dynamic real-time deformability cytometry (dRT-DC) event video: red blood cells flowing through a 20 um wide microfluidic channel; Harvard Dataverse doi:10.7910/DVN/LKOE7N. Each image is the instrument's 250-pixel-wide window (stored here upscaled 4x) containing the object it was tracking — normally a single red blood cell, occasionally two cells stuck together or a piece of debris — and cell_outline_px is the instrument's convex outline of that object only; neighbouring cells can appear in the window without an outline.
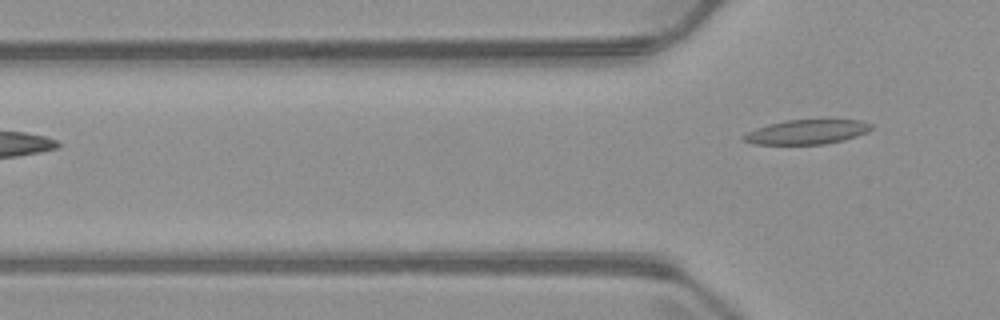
{"species": "common noctule bat (a hibernating species)", "species_latin": "Nyctalus noctula", "temperature_condition": "warm", "stored_images_in_passage": 3, "camera_frame_rate_fps": 3000, "um_per_image_px": 0.085, "animal": {"sex": "male", "body_mass_g": 23.1, "forearm_length_mm": 52.7}, "frame": {"image": 1, "passage_image": 3, "time_ms": 2.333, "image_size_px": [1000, 320], "cell_outline_px": [[872, 128], [868, 132], [844, 140], [824, 144], [752, 144], [744, 140], [740, 136], [756, 128], [768, 124], [784, 120], [832, 116], [836, 116], [860, 120], [872, 124]], "centroid_in_image_um": [68.67, 11.15], "position_along_channel_um": 57.1, "area_um2": 19.36}}